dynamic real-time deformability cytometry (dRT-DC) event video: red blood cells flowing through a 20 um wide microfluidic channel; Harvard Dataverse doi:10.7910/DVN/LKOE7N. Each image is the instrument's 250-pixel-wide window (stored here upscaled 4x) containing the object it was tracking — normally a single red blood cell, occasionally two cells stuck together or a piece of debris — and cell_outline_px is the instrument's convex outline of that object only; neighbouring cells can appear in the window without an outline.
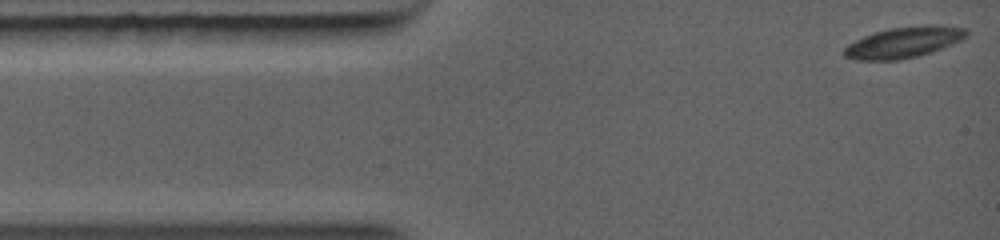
{"species": "common noctule bat (a hibernating species)", "species_latin": "Nyctalus noctula", "temperature_condition": "warm", "stored_images_in_passage": 21, "camera_frame_rate_fps": 5000, "um_per_image_px": 0.085, "animal": {"sex": "female", "body_mass_g": 19.0, "forearm_length_mm": 56.7}, "frame": {"image": 1, "passage_image": 1, "time_ms": 0.0, "image_size_px": [1000, 240], "cell_outline_px": [[968, 36], [952, 44], [916, 56], [896, 60], [856, 60], [844, 56], [840, 52], [848, 44], [864, 36], [888, 28], [924, 24], [940, 24], [964, 28], [968, 32]], "centroid_in_image_um": [76.8, 3.58], "position_along_channel_um": 8.2, "area_um2": 22.08}}
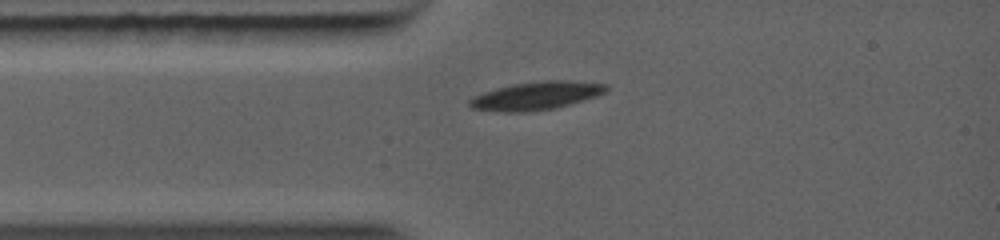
{"frame": {"image": 2, "passage_image": 17, "time_ms": 2.0, "image_size_px": [1000, 240], "cell_outline_px": [[608, 88], [604, 92], [596, 96], [584, 100], [552, 108], [516, 112], [504, 112], [472, 108], [468, 104], [468, 100], [472, 96], [496, 88], [512, 84], [544, 80], [572, 80], [608, 84]], "centroid_in_image_um": [45.56, 8.11], "position_along_channel_um": 39.4, "area_um2": 22.2}}